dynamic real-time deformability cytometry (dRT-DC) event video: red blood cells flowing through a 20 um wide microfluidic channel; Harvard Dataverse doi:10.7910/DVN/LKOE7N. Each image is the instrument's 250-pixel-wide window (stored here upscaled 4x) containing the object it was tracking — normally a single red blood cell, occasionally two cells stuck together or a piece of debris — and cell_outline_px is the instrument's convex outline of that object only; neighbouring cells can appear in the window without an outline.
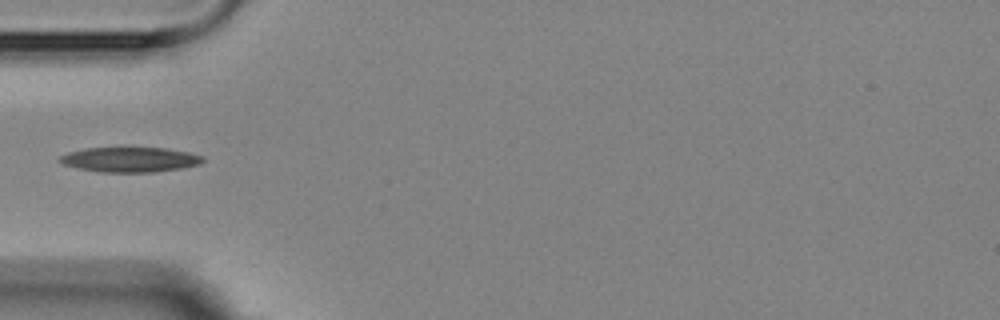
{"species": "Egyptian fruit bat (a non-hibernating species)", "species_latin": "Rousettus aegyptiacus", "temperature_condition": "room temperature", "stored_images_in_passage": 3, "camera_frame_rate_fps": 3000, "um_per_image_px": 0.085, "animal": {"sex": "female"}, "frame": {"image": 1, "passage_image": 3, "time_ms": 2.333, "image_size_px": [1000, 320], "cell_outline_px": [[204, 160], [200, 164], [180, 168], [152, 172], [100, 172], [80, 168], [64, 164], [56, 160], [60, 156], [68, 152], [88, 148], [128, 144], [164, 148], [188, 152], [204, 156]], "centroid_in_image_um": [11.04, 13.51], "position_along_channel_um": 74.0, "area_um2": 21.68}}